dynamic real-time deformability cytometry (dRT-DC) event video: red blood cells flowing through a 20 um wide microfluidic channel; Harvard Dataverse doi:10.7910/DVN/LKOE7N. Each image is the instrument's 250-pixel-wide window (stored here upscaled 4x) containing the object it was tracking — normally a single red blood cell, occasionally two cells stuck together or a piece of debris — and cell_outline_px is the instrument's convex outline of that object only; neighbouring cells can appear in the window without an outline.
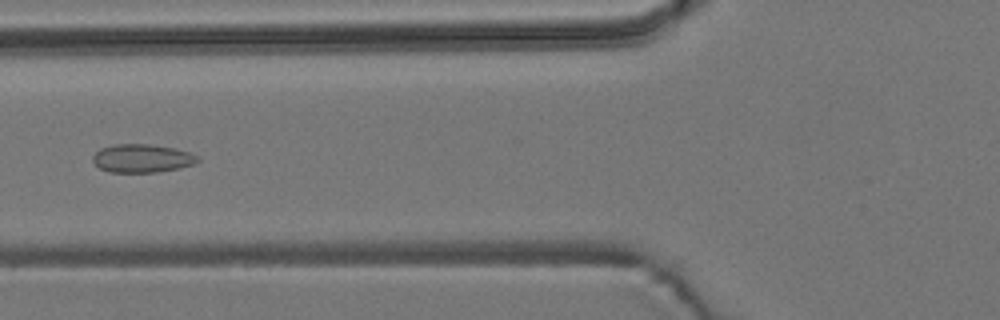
{"species": "common noctule bat (a hibernating species)", "species_latin": "Nyctalus noctula", "temperature_condition": "room temperature", "stored_images_in_passage": 4, "camera_frame_rate_fps": 3000, "um_per_image_px": 0.085, "animal": {"sex": "male", "body_mass_g": 19.2, "forearm_length_mm": 51.8}, "frame": {"image": 1, "passage_image": 4, "time_ms": 1.0, "image_size_px": [1000, 320], "cell_outline_px": [[200, 160], [196, 164], [180, 168], [156, 172], [108, 172], [100, 168], [92, 160], [92, 156], [100, 148], [112, 144], [148, 144], [176, 148], [200, 156]], "centroid_in_image_um": [12.1, 13.45], "position_along_channel_um": 113.7, "area_um2": 17.51}}